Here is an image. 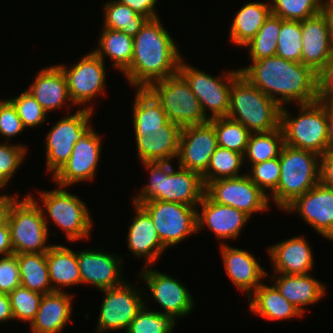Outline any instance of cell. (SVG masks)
Instances as JSON below:
<instances>
[{"label":"cell","instance_id":"cell-1","mask_svg":"<svg viewBox=\"0 0 333 333\" xmlns=\"http://www.w3.org/2000/svg\"><path fill=\"white\" fill-rule=\"evenodd\" d=\"M250 62L238 69L241 75L281 107L317 102L318 74L311 67L278 56Z\"/></svg>","mask_w":333,"mask_h":333},{"label":"cell","instance_id":"cell-2","mask_svg":"<svg viewBox=\"0 0 333 333\" xmlns=\"http://www.w3.org/2000/svg\"><path fill=\"white\" fill-rule=\"evenodd\" d=\"M181 58L175 41L158 17L148 20L133 37L132 62L123 74L136 89H146L155 81L177 74Z\"/></svg>","mask_w":333,"mask_h":333},{"label":"cell","instance_id":"cell-3","mask_svg":"<svg viewBox=\"0 0 333 333\" xmlns=\"http://www.w3.org/2000/svg\"><path fill=\"white\" fill-rule=\"evenodd\" d=\"M132 110L139 161L177 159L182 128L168 120L163 107L147 89L136 90Z\"/></svg>","mask_w":333,"mask_h":333},{"label":"cell","instance_id":"cell-4","mask_svg":"<svg viewBox=\"0 0 333 333\" xmlns=\"http://www.w3.org/2000/svg\"><path fill=\"white\" fill-rule=\"evenodd\" d=\"M141 164L149 171L150 177L148 184L141 187L140 193L132 196L134 203L159 200L198 208L206 190L200 173L180 166L176 169L170 162Z\"/></svg>","mask_w":333,"mask_h":333},{"label":"cell","instance_id":"cell-5","mask_svg":"<svg viewBox=\"0 0 333 333\" xmlns=\"http://www.w3.org/2000/svg\"><path fill=\"white\" fill-rule=\"evenodd\" d=\"M281 108L241 74L232 82L227 117L240 122L251 133L280 128Z\"/></svg>","mask_w":333,"mask_h":333},{"label":"cell","instance_id":"cell-6","mask_svg":"<svg viewBox=\"0 0 333 333\" xmlns=\"http://www.w3.org/2000/svg\"><path fill=\"white\" fill-rule=\"evenodd\" d=\"M320 158L315 152L284 144L279 154V184L269 201L283 211L298 196L320 183Z\"/></svg>","mask_w":333,"mask_h":333},{"label":"cell","instance_id":"cell-7","mask_svg":"<svg viewBox=\"0 0 333 333\" xmlns=\"http://www.w3.org/2000/svg\"><path fill=\"white\" fill-rule=\"evenodd\" d=\"M299 106L295 118L289 114L285 106L281 108L280 127L284 135V144L322 156L327 152V108L318 101Z\"/></svg>","mask_w":333,"mask_h":333},{"label":"cell","instance_id":"cell-8","mask_svg":"<svg viewBox=\"0 0 333 333\" xmlns=\"http://www.w3.org/2000/svg\"><path fill=\"white\" fill-rule=\"evenodd\" d=\"M57 187L50 191H39V198L44 207L40 203L38 205L43 212L47 228L48 216L65 232L66 240L73 242L88 239L93 221L86 204L78 196L69 193L66 187Z\"/></svg>","mask_w":333,"mask_h":333},{"label":"cell","instance_id":"cell-9","mask_svg":"<svg viewBox=\"0 0 333 333\" xmlns=\"http://www.w3.org/2000/svg\"><path fill=\"white\" fill-rule=\"evenodd\" d=\"M33 195L17 199L11 206L8 215L11 244L15 254L43 253L52 245H47L49 228L45 223L43 212Z\"/></svg>","mask_w":333,"mask_h":333},{"label":"cell","instance_id":"cell-10","mask_svg":"<svg viewBox=\"0 0 333 333\" xmlns=\"http://www.w3.org/2000/svg\"><path fill=\"white\" fill-rule=\"evenodd\" d=\"M146 89L163 107L168 120L181 128L209 121L198 98L179 73L155 81Z\"/></svg>","mask_w":333,"mask_h":333},{"label":"cell","instance_id":"cell-11","mask_svg":"<svg viewBox=\"0 0 333 333\" xmlns=\"http://www.w3.org/2000/svg\"><path fill=\"white\" fill-rule=\"evenodd\" d=\"M179 62L178 73L188 83L190 89L198 98L205 116L209 120L227 117L232 82L241 74L238 69L230 70L220 76H212L184 62ZM209 111L208 113H206ZM207 114V115H206Z\"/></svg>","mask_w":333,"mask_h":333},{"label":"cell","instance_id":"cell-12","mask_svg":"<svg viewBox=\"0 0 333 333\" xmlns=\"http://www.w3.org/2000/svg\"><path fill=\"white\" fill-rule=\"evenodd\" d=\"M139 204L152 218L158 236L167 249L197 231L199 208L171 201L151 200Z\"/></svg>","mask_w":333,"mask_h":333},{"label":"cell","instance_id":"cell-13","mask_svg":"<svg viewBox=\"0 0 333 333\" xmlns=\"http://www.w3.org/2000/svg\"><path fill=\"white\" fill-rule=\"evenodd\" d=\"M94 111L93 106L79 109L74 114L61 118L47 132L45 140L47 172L54 176L71 156L75 143L91 128L90 119ZM69 114V115H68Z\"/></svg>","mask_w":333,"mask_h":333},{"label":"cell","instance_id":"cell-14","mask_svg":"<svg viewBox=\"0 0 333 333\" xmlns=\"http://www.w3.org/2000/svg\"><path fill=\"white\" fill-rule=\"evenodd\" d=\"M205 194L215 203L231 206L249 217L256 212L268 211L271 205L269 197L247 174L211 181L206 185Z\"/></svg>","mask_w":333,"mask_h":333},{"label":"cell","instance_id":"cell-15","mask_svg":"<svg viewBox=\"0 0 333 333\" xmlns=\"http://www.w3.org/2000/svg\"><path fill=\"white\" fill-rule=\"evenodd\" d=\"M134 289L136 288L126 281L118 287L99 290L104 292L105 297L100 305L98 324L95 330L97 333L120 329L127 331L137 313L146 304L143 296H140L142 290L140 293L139 290Z\"/></svg>","mask_w":333,"mask_h":333},{"label":"cell","instance_id":"cell-16","mask_svg":"<svg viewBox=\"0 0 333 333\" xmlns=\"http://www.w3.org/2000/svg\"><path fill=\"white\" fill-rule=\"evenodd\" d=\"M67 79L68 94L72 105H85L93 102L97 95L104 94L106 89L105 62L94 52L83 56L79 62L66 67L58 64Z\"/></svg>","mask_w":333,"mask_h":333},{"label":"cell","instance_id":"cell-17","mask_svg":"<svg viewBox=\"0 0 333 333\" xmlns=\"http://www.w3.org/2000/svg\"><path fill=\"white\" fill-rule=\"evenodd\" d=\"M101 145V136L92 127L75 143L70 158L53 176L57 186L70 187L93 180L99 166Z\"/></svg>","mask_w":333,"mask_h":333},{"label":"cell","instance_id":"cell-18","mask_svg":"<svg viewBox=\"0 0 333 333\" xmlns=\"http://www.w3.org/2000/svg\"><path fill=\"white\" fill-rule=\"evenodd\" d=\"M141 270L138 275L145 281L154 301L162 307L160 313L171 315L175 320L191 313L194 300L182 282L152 266H144Z\"/></svg>","mask_w":333,"mask_h":333},{"label":"cell","instance_id":"cell-19","mask_svg":"<svg viewBox=\"0 0 333 333\" xmlns=\"http://www.w3.org/2000/svg\"><path fill=\"white\" fill-rule=\"evenodd\" d=\"M217 147V135L209 121L183 127L179 139L177 164L202 175L207 170Z\"/></svg>","mask_w":333,"mask_h":333},{"label":"cell","instance_id":"cell-20","mask_svg":"<svg viewBox=\"0 0 333 333\" xmlns=\"http://www.w3.org/2000/svg\"><path fill=\"white\" fill-rule=\"evenodd\" d=\"M283 211L298 212L317 233L333 241V189L318 183Z\"/></svg>","mask_w":333,"mask_h":333},{"label":"cell","instance_id":"cell-21","mask_svg":"<svg viewBox=\"0 0 333 333\" xmlns=\"http://www.w3.org/2000/svg\"><path fill=\"white\" fill-rule=\"evenodd\" d=\"M81 275V284L98 290L115 288L126 280L121 277L122 257L105 251L90 249L76 252Z\"/></svg>","mask_w":333,"mask_h":333},{"label":"cell","instance_id":"cell-22","mask_svg":"<svg viewBox=\"0 0 333 333\" xmlns=\"http://www.w3.org/2000/svg\"><path fill=\"white\" fill-rule=\"evenodd\" d=\"M201 206V207H200ZM197 231L209 228L220 240L238 238L250 217L231 206L221 205L212 201L206 194L198 204Z\"/></svg>","mask_w":333,"mask_h":333},{"label":"cell","instance_id":"cell-23","mask_svg":"<svg viewBox=\"0 0 333 333\" xmlns=\"http://www.w3.org/2000/svg\"><path fill=\"white\" fill-rule=\"evenodd\" d=\"M220 250L226 274L233 285L240 292H247L249 297L263 283L262 278L267 277L268 272L247 250L230 247L223 241Z\"/></svg>","mask_w":333,"mask_h":333},{"label":"cell","instance_id":"cell-24","mask_svg":"<svg viewBox=\"0 0 333 333\" xmlns=\"http://www.w3.org/2000/svg\"><path fill=\"white\" fill-rule=\"evenodd\" d=\"M301 33V62L318 74L333 59L328 24L319 13L301 21Z\"/></svg>","mask_w":333,"mask_h":333},{"label":"cell","instance_id":"cell-25","mask_svg":"<svg viewBox=\"0 0 333 333\" xmlns=\"http://www.w3.org/2000/svg\"><path fill=\"white\" fill-rule=\"evenodd\" d=\"M269 259L277 274H310L313 251L304 236L291 237L268 247Z\"/></svg>","mask_w":333,"mask_h":333},{"label":"cell","instance_id":"cell-26","mask_svg":"<svg viewBox=\"0 0 333 333\" xmlns=\"http://www.w3.org/2000/svg\"><path fill=\"white\" fill-rule=\"evenodd\" d=\"M133 222L127 234V246L135 257H145V267L155 263L166 249L161 242L156 227L150 215L139 205L133 202Z\"/></svg>","mask_w":333,"mask_h":333},{"label":"cell","instance_id":"cell-27","mask_svg":"<svg viewBox=\"0 0 333 333\" xmlns=\"http://www.w3.org/2000/svg\"><path fill=\"white\" fill-rule=\"evenodd\" d=\"M73 295L65 291L44 294L30 327L33 333H60L71 320Z\"/></svg>","mask_w":333,"mask_h":333},{"label":"cell","instance_id":"cell-28","mask_svg":"<svg viewBox=\"0 0 333 333\" xmlns=\"http://www.w3.org/2000/svg\"><path fill=\"white\" fill-rule=\"evenodd\" d=\"M27 90L47 113L61 109L64 104L71 106L69 102L72 103L68 94L66 76L59 65L41 69Z\"/></svg>","mask_w":333,"mask_h":333},{"label":"cell","instance_id":"cell-29","mask_svg":"<svg viewBox=\"0 0 333 333\" xmlns=\"http://www.w3.org/2000/svg\"><path fill=\"white\" fill-rule=\"evenodd\" d=\"M277 276V277H276ZM273 285L304 315L305 307L316 304L326 295L325 284L311 274H272ZM305 306V307H304Z\"/></svg>","mask_w":333,"mask_h":333},{"label":"cell","instance_id":"cell-30","mask_svg":"<svg viewBox=\"0 0 333 333\" xmlns=\"http://www.w3.org/2000/svg\"><path fill=\"white\" fill-rule=\"evenodd\" d=\"M248 299L251 312L270 321L304 316L274 285L262 283Z\"/></svg>","mask_w":333,"mask_h":333},{"label":"cell","instance_id":"cell-31","mask_svg":"<svg viewBox=\"0 0 333 333\" xmlns=\"http://www.w3.org/2000/svg\"><path fill=\"white\" fill-rule=\"evenodd\" d=\"M49 278L54 291H64L63 287L81 284V275L75 250L54 244L46 252ZM62 286V287H61ZM60 287V288H59Z\"/></svg>","mask_w":333,"mask_h":333},{"label":"cell","instance_id":"cell-32","mask_svg":"<svg viewBox=\"0 0 333 333\" xmlns=\"http://www.w3.org/2000/svg\"><path fill=\"white\" fill-rule=\"evenodd\" d=\"M270 14V2L245 3L233 17L229 33L231 43L243 47L257 34Z\"/></svg>","mask_w":333,"mask_h":333},{"label":"cell","instance_id":"cell-33","mask_svg":"<svg viewBox=\"0 0 333 333\" xmlns=\"http://www.w3.org/2000/svg\"><path fill=\"white\" fill-rule=\"evenodd\" d=\"M98 47L93 51L105 62L108 57L113 67L124 73L131 65L133 56V37L122 31L102 28Z\"/></svg>","mask_w":333,"mask_h":333},{"label":"cell","instance_id":"cell-34","mask_svg":"<svg viewBox=\"0 0 333 333\" xmlns=\"http://www.w3.org/2000/svg\"><path fill=\"white\" fill-rule=\"evenodd\" d=\"M21 286L42 295L54 292L49 278L46 252L17 254Z\"/></svg>","mask_w":333,"mask_h":333},{"label":"cell","instance_id":"cell-35","mask_svg":"<svg viewBox=\"0 0 333 333\" xmlns=\"http://www.w3.org/2000/svg\"><path fill=\"white\" fill-rule=\"evenodd\" d=\"M284 145L282 128L269 132L251 133L246 150L243 154L244 161L250 166L279 157Z\"/></svg>","mask_w":333,"mask_h":333},{"label":"cell","instance_id":"cell-36","mask_svg":"<svg viewBox=\"0 0 333 333\" xmlns=\"http://www.w3.org/2000/svg\"><path fill=\"white\" fill-rule=\"evenodd\" d=\"M103 12L104 26L102 28L119 30L131 37H134L149 20L117 0L106 2Z\"/></svg>","mask_w":333,"mask_h":333},{"label":"cell","instance_id":"cell-37","mask_svg":"<svg viewBox=\"0 0 333 333\" xmlns=\"http://www.w3.org/2000/svg\"><path fill=\"white\" fill-rule=\"evenodd\" d=\"M283 21L282 18L270 14L257 34L243 46L247 47L251 61L276 56L277 39Z\"/></svg>","mask_w":333,"mask_h":333},{"label":"cell","instance_id":"cell-38","mask_svg":"<svg viewBox=\"0 0 333 333\" xmlns=\"http://www.w3.org/2000/svg\"><path fill=\"white\" fill-rule=\"evenodd\" d=\"M244 163L243 154L217 147L211 156L207 170L202 174L205 186L209 182L218 179L234 178L244 175L239 174L241 167L245 166Z\"/></svg>","mask_w":333,"mask_h":333},{"label":"cell","instance_id":"cell-39","mask_svg":"<svg viewBox=\"0 0 333 333\" xmlns=\"http://www.w3.org/2000/svg\"><path fill=\"white\" fill-rule=\"evenodd\" d=\"M217 135V146L244 154L251 132L229 117L209 120Z\"/></svg>","mask_w":333,"mask_h":333},{"label":"cell","instance_id":"cell-40","mask_svg":"<svg viewBox=\"0 0 333 333\" xmlns=\"http://www.w3.org/2000/svg\"><path fill=\"white\" fill-rule=\"evenodd\" d=\"M144 305L130 323L126 333H172L176 320L171 315L152 311Z\"/></svg>","mask_w":333,"mask_h":333},{"label":"cell","instance_id":"cell-41","mask_svg":"<svg viewBox=\"0 0 333 333\" xmlns=\"http://www.w3.org/2000/svg\"><path fill=\"white\" fill-rule=\"evenodd\" d=\"M302 33L301 21L284 20L277 39L276 56L301 62Z\"/></svg>","mask_w":333,"mask_h":333},{"label":"cell","instance_id":"cell-42","mask_svg":"<svg viewBox=\"0 0 333 333\" xmlns=\"http://www.w3.org/2000/svg\"><path fill=\"white\" fill-rule=\"evenodd\" d=\"M271 14L283 20L302 21L320 13L322 0H271Z\"/></svg>","mask_w":333,"mask_h":333},{"label":"cell","instance_id":"cell-43","mask_svg":"<svg viewBox=\"0 0 333 333\" xmlns=\"http://www.w3.org/2000/svg\"><path fill=\"white\" fill-rule=\"evenodd\" d=\"M42 296L21 285L12 291L9 299L14 320L31 324L39 309Z\"/></svg>","mask_w":333,"mask_h":333},{"label":"cell","instance_id":"cell-44","mask_svg":"<svg viewBox=\"0 0 333 333\" xmlns=\"http://www.w3.org/2000/svg\"><path fill=\"white\" fill-rule=\"evenodd\" d=\"M8 100L16 108L25 129L39 126L46 121L47 112L28 90H24L19 96Z\"/></svg>","mask_w":333,"mask_h":333},{"label":"cell","instance_id":"cell-45","mask_svg":"<svg viewBox=\"0 0 333 333\" xmlns=\"http://www.w3.org/2000/svg\"><path fill=\"white\" fill-rule=\"evenodd\" d=\"M250 172L251 173L247 174L250 180L270 198V195L276 191L279 184V157L251 165ZM268 189L271 194L267 192Z\"/></svg>","mask_w":333,"mask_h":333},{"label":"cell","instance_id":"cell-46","mask_svg":"<svg viewBox=\"0 0 333 333\" xmlns=\"http://www.w3.org/2000/svg\"><path fill=\"white\" fill-rule=\"evenodd\" d=\"M27 146L21 144L0 143V184L5 188L14 173L26 157Z\"/></svg>","mask_w":333,"mask_h":333},{"label":"cell","instance_id":"cell-47","mask_svg":"<svg viewBox=\"0 0 333 333\" xmlns=\"http://www.w3.org/2000/svg\"><path fill=\"white\" fill-rule=\"evenodd\" d=\"M21 285L17 254L0 258V293L10 294Z\"/></svg>","mask_w":333,"mask_h":333},{"label":"cell","instance_id":"cell-48","mask_svg":"<svg viewBox=\"0 0 333 333\" xmlns=\"http://www.w3.org/2000/svg\"><path fill=\"white\" fill-rule=\"evenodd\" d=\"M23 129L25 128L13 104L8 99L0 100V135L8 142L22 133Z\"/></svg>","mask_w":333,"mask_h":333},{"label":"cell","instance_id":"cell-49","mask_svg":"<svg viewBox=\"0 0 333 333\" xmlns=\"http://www.w3.org/2000/svg\"><path fill=\"white\" fill-rule=\"evenodd\" d=\"M333 96V59L318 73L317 101L325 103Z\"/></svg>","mask_w":333,"mask_h":333},{"label":"cell","instance_id":"cell-50","mask_svg":"<svg viewBox=\"0 0 333 333\" xmlns=\"http://www.w3.org/2000/svg\"><path fill=\"white\" fill-rule=\"evenodd\" d=\"M119 3L127 5L137 14L147 17L149 20L158 18L159 15L155 10L158 0H117Z\"/></svg>","mask_w":333,"mask_h":333},{"label":"cell","instance_id":"cell-51","mask_svg":"<svg viewBox=\"0 0 333 333\" xmlns=\"http://www.w3.org/2000/svg\"><path fill=\"white\" fill-rule=\"evenodd\" d=\"M320 183L333 189V152L327 151L320 158Z\"/></svg>","mask_w":333,"mask_h":333},{"label":"cell","instance_id":"cell-52","mask_svg":"<svg viewBox=\"0 0 333 333\" xmlns=\"http://www.w3.org/2000/svg\"><path fill=\"white\" fill-rule=\"evenodd\" d=\"M14 254L8 223L0 225V257Z\"/></svg>","mask_w":333,"mask_h":333},{"label":"cell","instance_id":"cell-53","mask_svg":"<svg viewBox=\"0 0 333 333\" xmlns=\"http://www.w3.org/2000/svg\"><path fill=\"white\" fill-rule=\"evenodd\" d=\"M17 199L16 193L15 196L0 194V225L7 222L10 208Z\"/></svg>","mask_w":333,"mask_h":333},{"label":"cell","instance_id":"cell-54","mask_svg":"<svg viewBox=\"0 0 333 333\" xmlns=\"http://www.w3.org/2000/svg\"><path fill=\"white\" fill-rule=\"evenodd\" d=\"M320 14L328 24L329 36L333 44V0H322Z\"/></svg>","mask_w":333,"mask_h":333},{"label":"cell","instance_id":"cell-55","mask_svg":"<svg viewBox=\"0 0 333 333\" xmlns=\"http://www.w3.org/2000/svg\"><path fill=\"white\" fill-rule=\"evenodd\" d=\"M14 320L8 294L0 293V322Z\"/></svg>","mask_w":333,"mask_h":333},{"label":"cell","instance_id":"cell-56","mask_svg":"<svg viewBox=\"0 0 333 333\" xmlns=\"http://www.w3.org/2000/svg\"><path fill=\"white\" fill-rule=\"evenodd\" d=\"M327 151L333 152V114L327 109Z\"/></svg>","mask_w":333,"mask_h":333},{"label":"cell","instance_id":"cell-57","mask_svg":"<svg viewBox=\"0 0 333 333\" xmlns=\"http://www.w3.org/2000/svg\"><path fill=\"white\" fill-rule=\"evenodd\" d=\"M324 105L326 106V108L333 114V96L330 97L325 103Z\"/></svg>","mask_w":333,"mask_h":333}]
</instances>
